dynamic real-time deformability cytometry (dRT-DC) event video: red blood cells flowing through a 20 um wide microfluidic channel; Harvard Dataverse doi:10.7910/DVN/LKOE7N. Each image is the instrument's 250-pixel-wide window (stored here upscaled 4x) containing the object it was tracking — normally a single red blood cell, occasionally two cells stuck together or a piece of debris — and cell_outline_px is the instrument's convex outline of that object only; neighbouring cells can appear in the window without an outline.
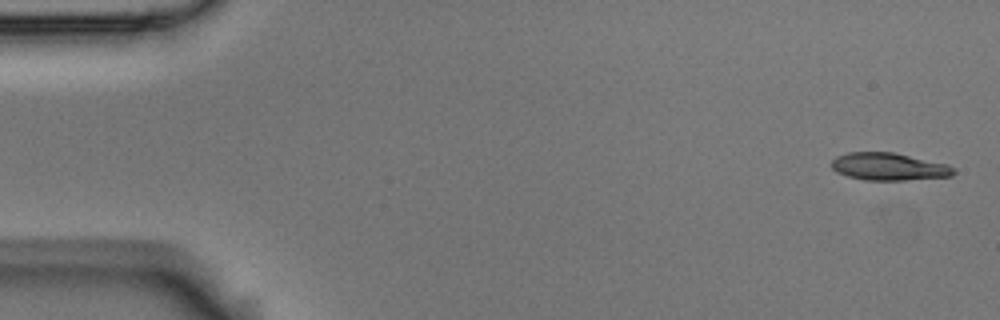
{"species": "Egyptian fruit bat (a non-hibernating species)", "species_latin": "Rousettus aegyptiacus", "temperature_condition": "room temperature", "stored_images_in_passage": 5, "segment_of_instrument_passage": [1, 2], "camera_frame_rate_fps": 3000, "um_per_image_px": 0.085, "animal": {"sex": "male"}, "frame": {"image": 1, "passage_image": 1, "time_ms": 0.0, "image_size_px": [1000, 320], "cell_outline_px": [[956, 172], [952, 176], [904, 180], [864, 180], [848, 176], [836, 172], [832, 168], [832, 160], [836, 156], [848, 152], [892, 152], [948, 164], [956, 168]], "centroid_in_image_um": [75.56, 14.16], "position_along_channel_um": 9.4, "area_um2": 19.59}}
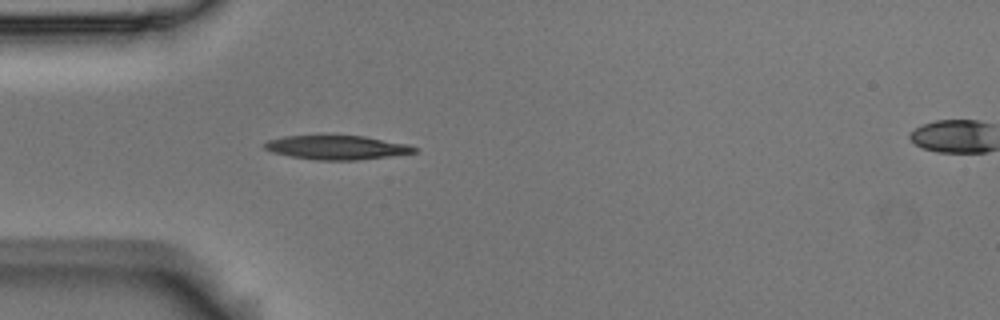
{"frame": {"image": 2, "passage_image": 4, "time_ms": 1.0, "image_size_px": [1000, 320], "cell_outline_px": [[420, 148], [416, 152], [388, 156], [356, 160], [316, 160], [292, 156], [272, 152], [264, 148], [264, 144], [268, 140], [284, 136], [320, 132], [364, 136], [408, 144]], "centroid_in_image_um": [28.59, 12.48], "position_along_channel_um": 56.4, "area_um2": 21.91}}